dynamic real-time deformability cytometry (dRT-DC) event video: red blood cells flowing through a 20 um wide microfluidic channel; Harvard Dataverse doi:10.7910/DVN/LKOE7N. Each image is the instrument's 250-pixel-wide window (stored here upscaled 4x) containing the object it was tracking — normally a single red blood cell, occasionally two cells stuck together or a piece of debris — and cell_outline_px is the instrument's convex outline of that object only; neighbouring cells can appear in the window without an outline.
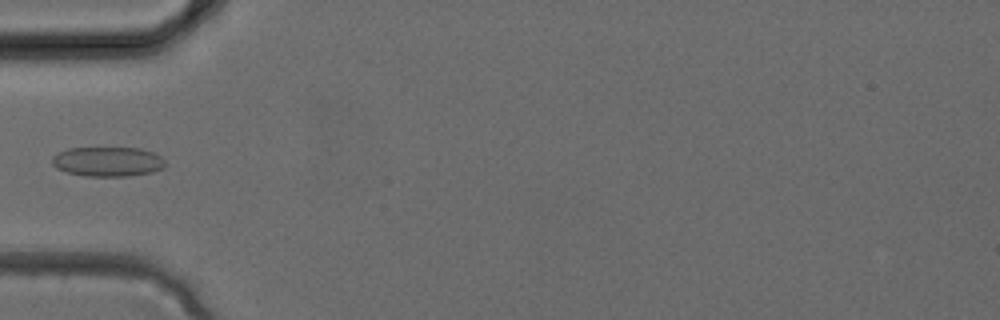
{"species": "common noctule bat (a hibernating species)", "species_latin": "Nyctalus noctula", "temperature_condition": "cold", "stored_images_in_passage": 2, "camera_frame_rate_fps": 3000, "um_per_image_px": 0.085, "animal": {"sex": "female", "body_mass_g": 24.6, "forearm_length_mm": 56.2}, "frame": {"image": 1, "passage_image": 2, "time_ms": 0.333, "image_size_px": [1000, 320], "cell_outline_px": [[164, 168], [152, 172], [124, 176], [84, 176], [64, 172], [56, 168], [52, 164], [52, 156], [68, 148], [140, 148], [152, 152], [160, 156], [164, 160]], "centroid_in_image_um": [9.12, 13.74], "position_along_channel_um": 75.9, "area_um2": 19.54}}